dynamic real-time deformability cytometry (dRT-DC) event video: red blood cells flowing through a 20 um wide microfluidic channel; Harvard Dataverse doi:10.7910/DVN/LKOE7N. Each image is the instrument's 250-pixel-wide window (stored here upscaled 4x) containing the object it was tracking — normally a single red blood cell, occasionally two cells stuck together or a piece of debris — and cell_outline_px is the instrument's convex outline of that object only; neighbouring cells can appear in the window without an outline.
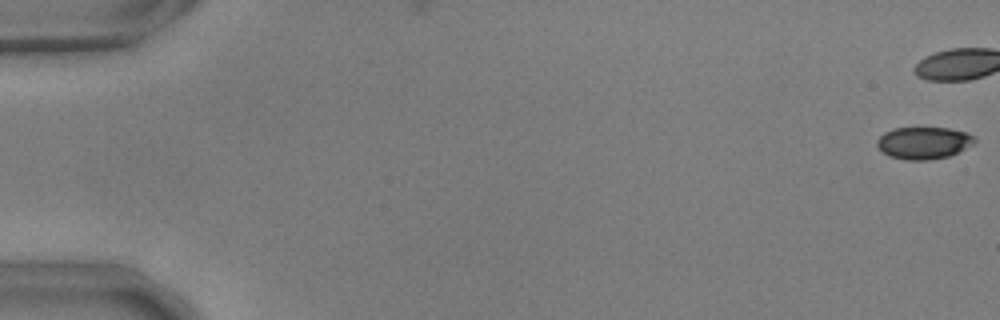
{"species": "common noctule bat (a hibernating species)", "species_latin": "Nyctalus noctula", "temperature_condition": "warm", "stored_images_in_passage": 45, "camera_frame_rate_fps": 3000, "um_per_image_px": 0.085, "animal": {"sex": "male", "body_mass_g": 17.9, "forearm_length_mm": 54.2}, "frame": {"image": 1, "passage_image": 1, "time_ms": 0.0, "image_size_px": [1000, 320], "cell_outline_px": [[976, 140], [972, 144], [948, 156], [928, 160], [904, 160], [888, 156], [876, 144], [876, 140], [884, 132], [892, 128], [948, 128], [968, 132]], "centroid_in_image_um": [78.47, 12.14], "position_along_channel_um": 6.5, "area_um2": 18.15}}
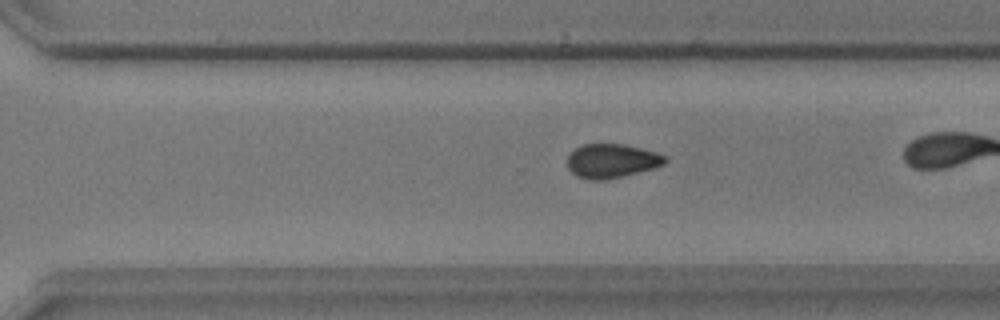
{"frame": {"image": 2, "passage_image": 39, "time_ms": 12.667, "image_size_px": [1000, 320], "cell_outline_px": [[668, 160], [664, 164], [652, 168], [604, 180], [588, 180], [576, 176], [568, 168], [568, 156], [580, 144], [624, 144], [656, 152], [664, 156]], "centroid_in_image_um": [51.96, 13.67], "position_along_channel_um": 318.6, "area_um2": 19.13}}